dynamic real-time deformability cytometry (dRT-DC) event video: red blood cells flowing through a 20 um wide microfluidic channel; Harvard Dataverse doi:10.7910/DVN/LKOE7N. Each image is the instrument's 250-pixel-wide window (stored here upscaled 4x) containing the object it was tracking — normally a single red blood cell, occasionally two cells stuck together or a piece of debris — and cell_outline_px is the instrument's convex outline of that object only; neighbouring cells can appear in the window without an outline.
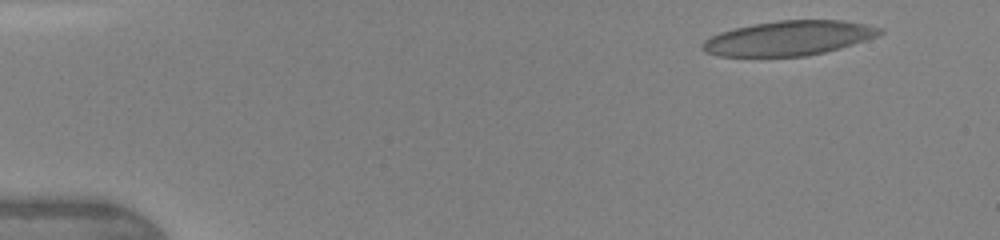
{"species": "human", "species_latin": "Homo sapiens", "temperature_condition": "warm", "stored_images_in_passage": 46, "camera_frame_rate_fps": 3000, "um_per_image_px": 0.085, "donor": {"sex": "female"}, "frame": {"image": 1, "passage_image": 4, "time_ms": 1.0, "image_size_px": [1000, 240], "cell_outline_px": [[884, 32], [876, 36], [852, 44], [824, 52], [804, 56], [720, 56], [704, 52], [700, 48], [700, 44], [704, 40], [720, 32], [736, 28], [756, 24], [780, 20], [840, 20], [864, 24], [884, 28]], "centroid_in_image_um": [67.01, 3.24], "position_along_channel_um": 18.0, "area_um2": 35.43}}
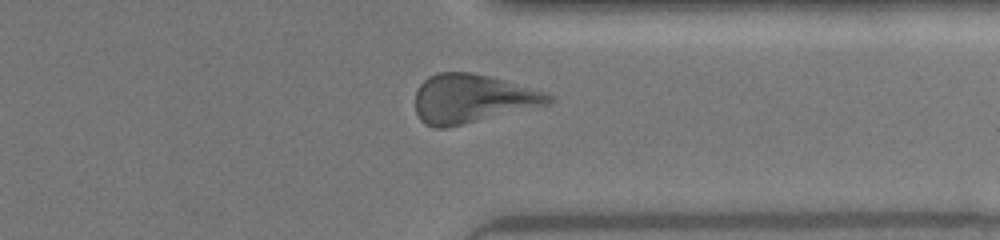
{"frame": {"image": 2, "passage_image": 36, "time_ms": 11.667, "image_size_px": [1000, 240], "cell_outline_px": [[556, 100], [548, 104], [444, 128], [436, 128], [424, 124], [420, 120], [416, 112], [416, 92], [420, 84], [428, 76], [440, 72], [472, 72], [488, 76], [544, 92], [552, 96]], "centroid_in_image_um": [40.09, 8.38], "position_along_channel_um": 371.3, "area_um2": 37.22}}
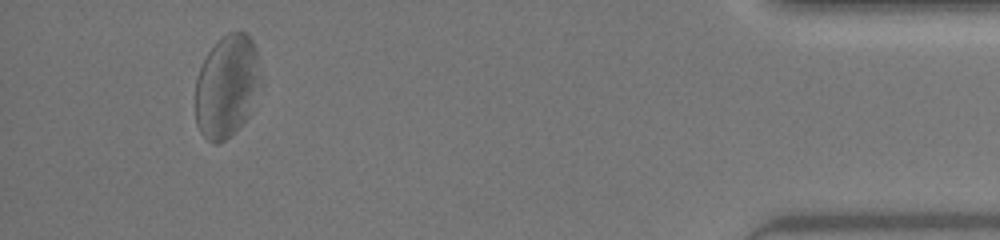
{"frame": {"image": 3, "passage_image": 43, "time_ms": 14.0, "image_size_px": [1000, 240], "cell_outline_px": [[264, 80], [252, 112], [224, 140], [216, 144], [212, 144], [200, 132], [196, 124], [196, 80], [200, 68], [208, 52], [228, 32], [244, 32], [252, 40], [256, 48]], "centroid_in_image_um": [19.34, 7.33], "position_along_channel_um": 415.9, "area_um2": 39.42}, "authors_computed_cell_mechanics": {"area_um2": 35.9516, "velocity_mm_per_s": 4.3582, "shape_relaxation_time_tau1_ms": 4.848, "shape_relaxation_time_tau2_ms": 1.6056, "deformation_change_tau1": 0.2016, "deformation_change_tau2": 0.1207}}